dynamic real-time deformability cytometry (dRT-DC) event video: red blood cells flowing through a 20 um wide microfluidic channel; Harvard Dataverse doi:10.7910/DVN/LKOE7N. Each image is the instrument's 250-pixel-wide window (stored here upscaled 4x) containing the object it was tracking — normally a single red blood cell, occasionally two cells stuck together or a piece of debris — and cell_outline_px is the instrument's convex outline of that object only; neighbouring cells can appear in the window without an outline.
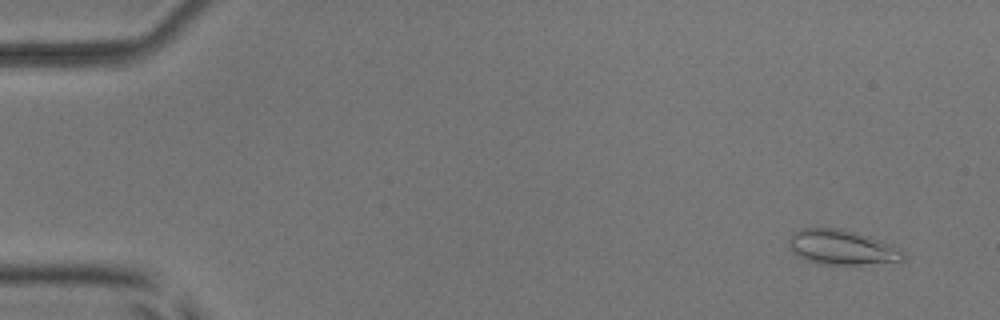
{"species": "common noctule bat (a hibernating species)", "species_latin": "Nyctalus noctula", "temperature_condition": "room temperature", "stored_images_in_passage": 53, "camera_frame_rate_fps": 3000, "um_per_image_px": 0.085, "animal": {"sex": "male", "body_mass_g": 17.9, "forearm_length_mm": 54.2}, "frame": {"image": 1, "passage_image": 4, "time_ms": 1.0, "image_size_px": [1000, 320], "cell_outline_px": [[904, 260], [860, 264], [820, 264], [808, 260], [792, 252], [788, 244], [788, 240], [792, 232], [800, 228], [844, 228], [892, 244], [900, 248], [904, 252]], "centroid_in_image_um": [71.53, 21.0], "position_along_channel_um": 13.5, "area_um2": 23.18}}
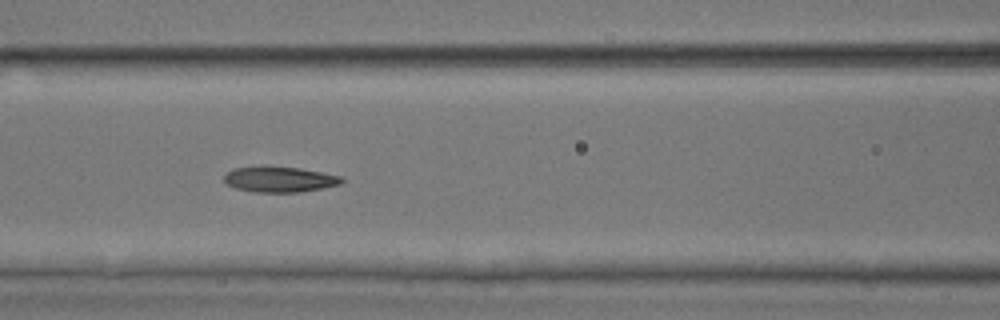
{"frame": {"image": 2, "passage_image": 24, "time_ms": 7.667, "image_size_px": [1000, 320], "cell_outline_px": [[344, 180], [340, 184], [320, 188], [296, 192], [256, 192], [236, 188], [228, 184], [224, 180], [224, 176], [232, 168], [300, 168], [344, 176]], "centroid_in_image_um": [23.81, 15.26], "position_along_channel_um": 142.8, "area_um2": 16.88}}
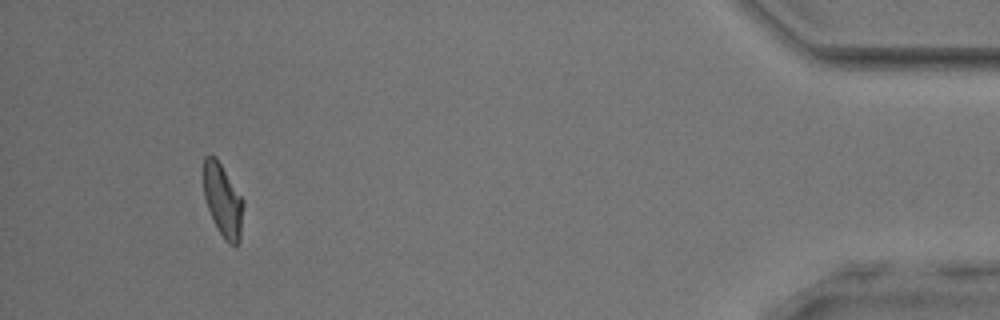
{"frame": {"image": 3, "passage_image": 50, "time_ms": 16.333, "image_size_px": [1000, 320], "cell_outline_px": [[244, 204], [240, 240], [236, 244], [228, 244], [224, 240], [216, 228], [208, 208], [204, 196], [204, 156], [208, 152], [212, 152], [216, 156], [244, 200]], "centroid_in_image_um": [18.94, 17.0], "position_along_channel_um": 416.3, "area_um2": 17.17}, "authors_computed_cell_mechanics": {"area_um2": 17.6868, "velocity_mm_per_s": 3.9224, "shape_relaxation_time_tau1_ms": 5.7324, "shape_relaxation_time_tau2_ms": 2.8637, "deformation_change_tau1": 0.1644, "deformation_change_tau2": 0.0993}}